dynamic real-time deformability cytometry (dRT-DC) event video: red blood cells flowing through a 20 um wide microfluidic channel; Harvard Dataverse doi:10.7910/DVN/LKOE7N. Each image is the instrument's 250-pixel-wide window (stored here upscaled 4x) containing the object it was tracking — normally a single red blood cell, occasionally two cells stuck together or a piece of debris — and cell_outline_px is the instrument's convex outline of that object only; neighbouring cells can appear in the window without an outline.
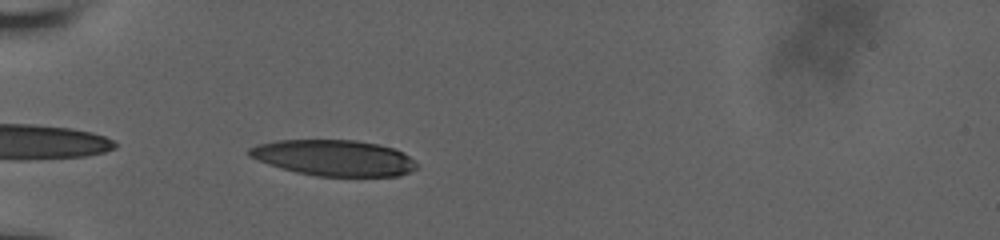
{"species": "human", "species_latin": "Homo sapiens", "temperature_condition": "room temperature", "stored_images_in_passage": 37, "camera_frame_rate_fps": 3000, "um_per_image_px": 0.085, "donor": {"sex": "male"}, "frame": {"image": 1, "passage_image": 2, "time_ms": 0.333, "image_size_px": [1000, 240], "cell_outline_px": [[416, 168], [400, 176], [316, 176], [296, 172], [280, 168], [268, 164], [248, 156], [248, 148], [256, 144], [276, 140], [356, 140], [380, 144], [404, 152], [416, 164]], "centroid_in_image_um": [28.35, 13.41], "position_along_channel_um": 56.7, "area_um2": 35.14}}
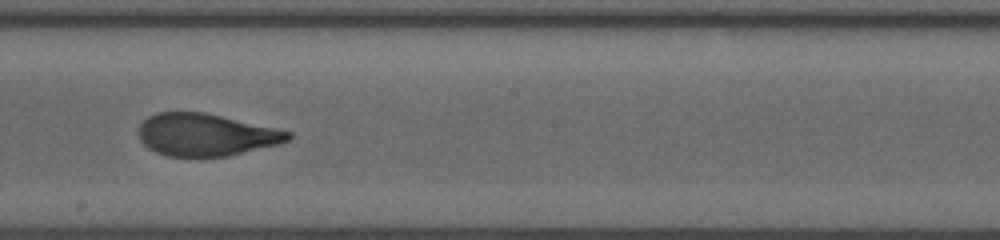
{"frame": {"image": 2, "passage_image": 17, "time_ms": 5.333, "image_size_px": [1000, 240], "cell_outline_px": [[292, 136], [288, 140], [280, 144], [228, 156], [168, 156], [156, 152], [148, 148], [140, 140], [136, 132], [140, 124], [148, 116], [156, 112], [204, 112], [276, 128], [292, 132]], "centroid_in_image_um": [17.47, 11.45], "position_along_channel_um": 230.7, "area_um2": 36.93}}
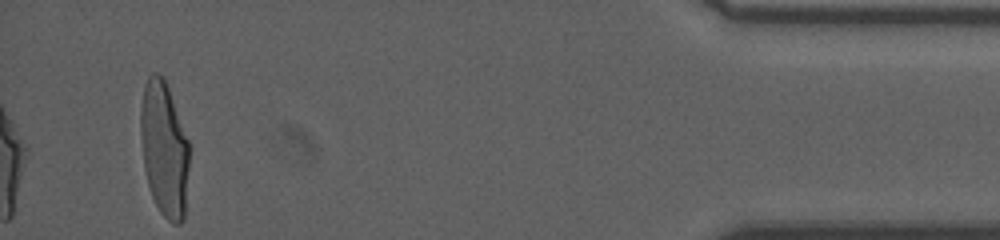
{"frame": {"image": 3, "passage_image": 37, "time_ms": 12.0, "image_size_px": [1000, 240], "cell_outline_px": [[192, 148], [184, 220], [180, 224], [172, 224], [160, 212], [152, 196], [148, 184], [144, 168], [140, 132], [140, 108], [144, 84], [148, 76], [152, 72], [156, 72], [164, 80], [168, 88]], "centroid_in_image_um": [13.99, 12.7], "position_along_channel_um": 421.2, "area_um2": 39.02}, "authors_computed_cell_mechanics": {"area_um2": 37.9168, "velocity_mm_per_s": 3.8316, "shape_relaxation_time_tau1_ms": 6.607, "shape_relaxation_time_tau2_ms": 0.9685, "deformation_change_tau1": 0.2716, "deformation_change_tau2": 0.0747}}